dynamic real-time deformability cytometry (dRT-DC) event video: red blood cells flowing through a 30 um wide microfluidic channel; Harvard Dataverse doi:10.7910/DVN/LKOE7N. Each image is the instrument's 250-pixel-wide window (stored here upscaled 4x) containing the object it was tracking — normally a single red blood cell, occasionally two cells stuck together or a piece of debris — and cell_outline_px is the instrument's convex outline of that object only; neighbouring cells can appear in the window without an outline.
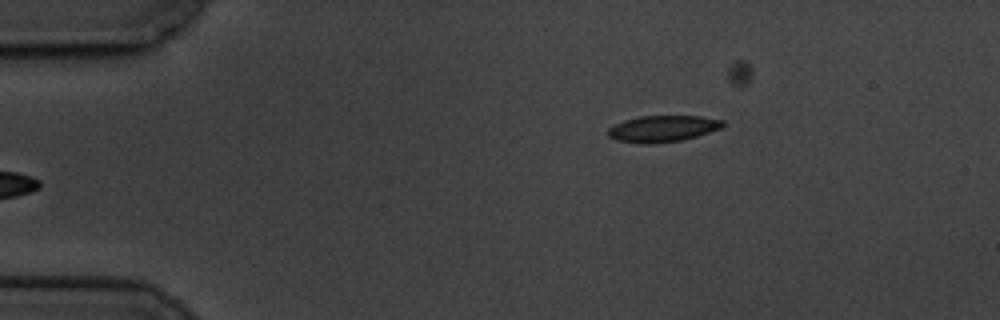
{"species": "common noctule bat (a hibernating species)", "species_latin": "Nyctalus noctula", "temperature_condition": "cold", "stored_images_in_passage": 5, "camera_frame_rate_fps": 3000, "um_per_image_px": 0.085, "animal": {"sex": "male", "body_mass_g": 19.5, "forearm_length_mm": 54.6}, "frame": {"image": 1, "passage_image": 5, "time_ms": 5.333, "image_size_px": [1000, 320], "cell_outline_px": [[724, 124], [720, 128], [696, 136], [680, 140], [648, 144], [644, 144], [616, 140], [608, 136], [608, 128], [624, 120], [640, 116], [700, 116], [724, 120]], "centroid_in_image_um": [56.3, 10.93], "position_along_channel_um": 28.7, "area_um2": 17.46}}